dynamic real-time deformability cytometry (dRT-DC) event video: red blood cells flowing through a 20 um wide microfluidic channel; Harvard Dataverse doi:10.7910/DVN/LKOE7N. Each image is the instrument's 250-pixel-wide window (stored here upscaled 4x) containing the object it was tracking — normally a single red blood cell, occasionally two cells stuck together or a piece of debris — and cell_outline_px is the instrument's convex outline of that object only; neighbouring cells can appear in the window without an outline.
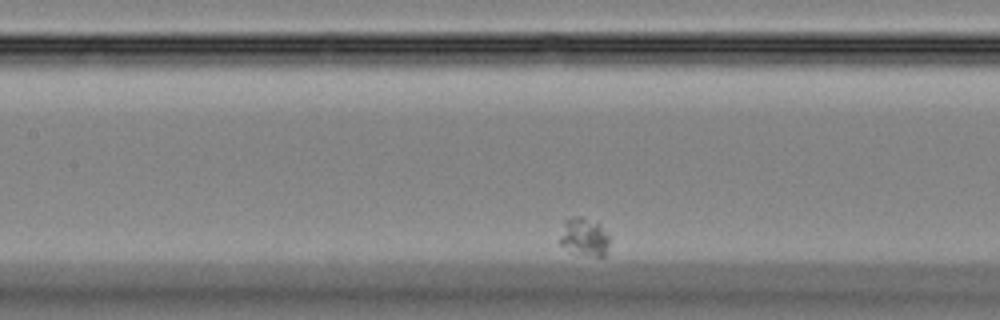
{"species": "Egyptian fruit bat (a non-hibernating species)", "species_latin": "Rousettus aegyptiacus", "temperature_condition": "room temperature", "stored_images_in_passage": 30, "camera_frame_rate_fps": 3000, "um_per_image_px": 0.085, "animal": {"sex": "female"}, "frame": {"image": 1, "passage_image": 10, "time_ms": 3.0, "image_size_px": [1000, 320], "cell_outline_px": [[608, 244], [604, 256], [588, 256], [560, 244], [560, 236], [564, 220], [572, 216], [584, 216], [600, 224], [608, 236]], "centroid_in_image_um": [49.66, 20.08], "position_along_channel_um": 157.7, "area_um2": 10.75}}
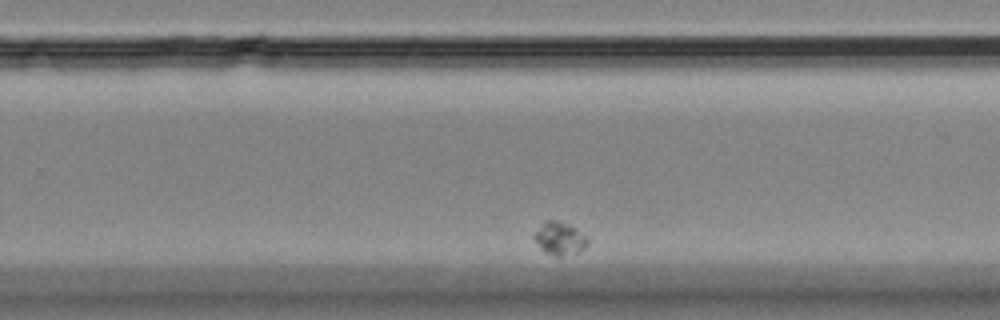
{"frame": {"image": 2, "passage_image": 22, "time_ms": 7.0, "image_size_px": [1000, 320], "cell_outline_px": [[588, 244], [584, 248], [576, 252], [560, 256], [556, 256], [544, 252], [540, 248], [532, 236], [540, 224], [544, 220], [556, 220], [568, 224], [588, 236]], "centroid_in_image_um": [47.55, 20.25], "position_along_channel_um": 282.3, "area_um2": 10.29}}
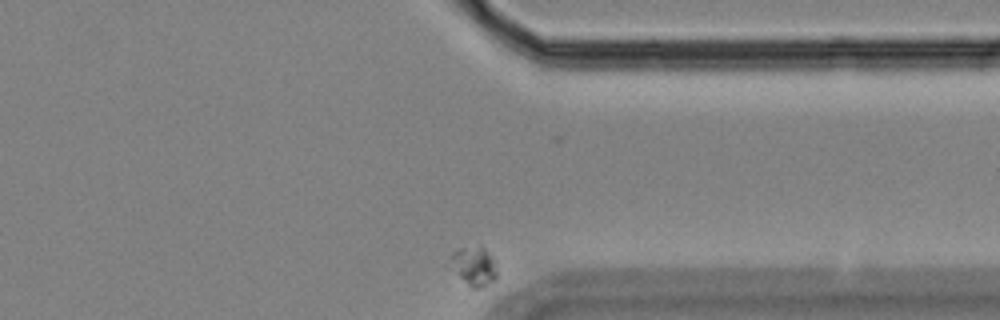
{"frame": {"image": 3, "passage_image": 30, "time_ms": 9.667, "image_size_px": [1000, 320], "cell_outline_px": [[496, 280], [480, 288], [472, 288], [448, 268], [448, 256], [452, 252], [460, 248], [480, 244], [492, 256], [496, 264]], "centroid_in_image_um": [40.23, 22.59], "position_along_channel_um": 371.2, "area_um2": 11.16}}